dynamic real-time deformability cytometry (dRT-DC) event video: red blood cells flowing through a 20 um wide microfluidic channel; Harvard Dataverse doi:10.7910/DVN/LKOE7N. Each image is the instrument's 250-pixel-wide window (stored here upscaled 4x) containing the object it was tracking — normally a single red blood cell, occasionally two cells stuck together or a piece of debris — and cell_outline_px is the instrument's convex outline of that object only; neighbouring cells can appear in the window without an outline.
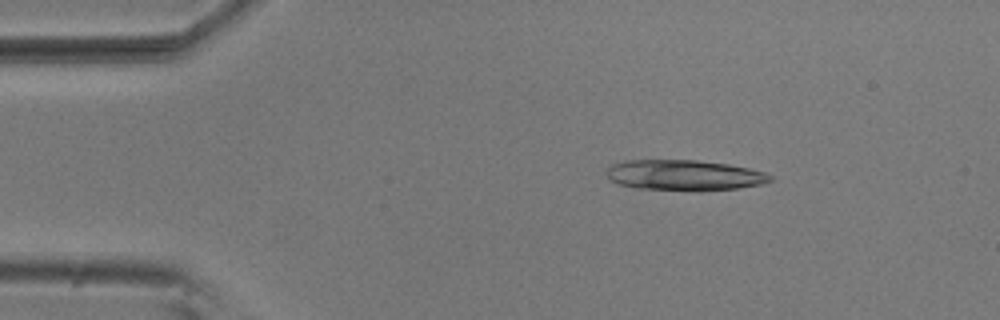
{"species": "common noctule bat (a hibernating species)", "species_latin": "Nyctalus noctula", "temperature_condition": "room temperature", "stored_images_in_passage": 52, "camera_frame_rate_fps": 3000, "um_per_image_px": 0.085, "animal": {"sex": "male", "body_mass_g": 20.5, "forearm_length_mm": 52.5}, "frame": {"image": 1, "passage_image": 8, "time_ms": 2.333, "image_size_px": [1000, 320], "cell_outline_px": [[772, 180], [760, 184], [736, 188], [700, 192], [696, 192], [636, 188], [616, 184], [604, 172], [612, 164], [624, 160], [696, 160], [728, 164], [748, 168], [764, 172], [772, 176]], "centroid_in_image_um": [58.12, 14.91], "position_along_channel_um": 26.9, "area_um2": 29.54}}
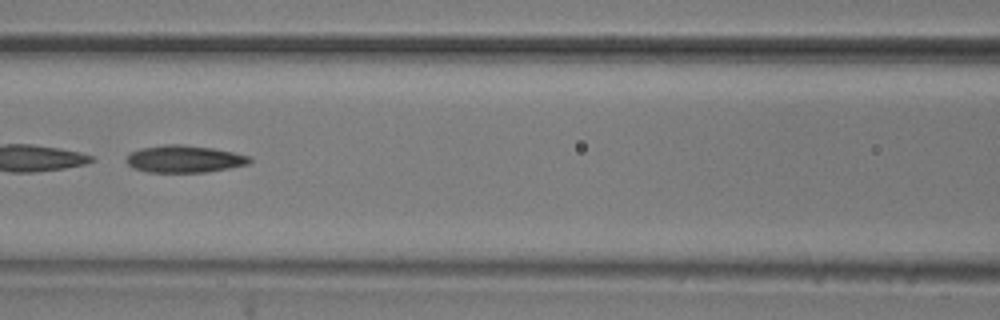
{"frame": {"image": 2, "passage_image": 23, "time_ms": 7.333, "image_size_px": [1000, 320], "cell_outline_px": [[252, 160], [248, 164], [228, 168], [204, 172], [148, 172], [132, 168], [124, 160], [128, 152], [140, 148], [164, 144], [180, 144], [212, 148], [252, 156]], "centroid_in_image_um": [15.61, 13.5], "position_along_channel_um": 151.0, "area_um2": 19.71}}
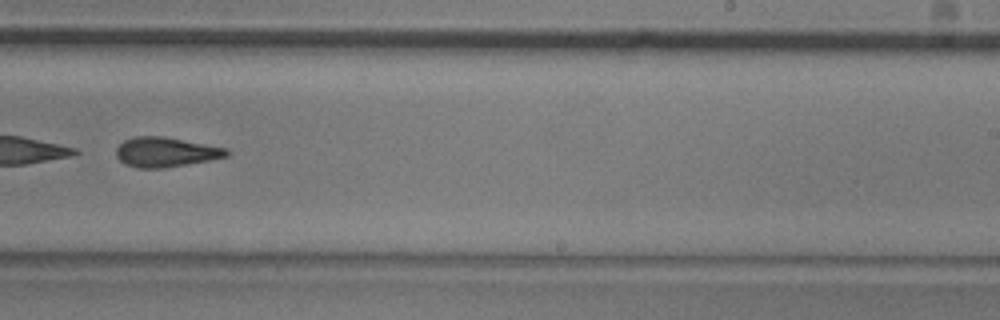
{"frame": {"image": 3, "passage_image": 33, "time_ms": 10.667, "image_size_px": [1000, 320], "cell_outline_px": [[232, 152], [228, 156], [208, 160], [164, 168], [136, 168], [124, 164], [116, 156], [116, 148], [124, 140], [136, 136], [164, 136], [228, 148]], "centroid_in_image_um": [14.09, 12.92], "position_along_channel_um": 274.9, "area_um2": 19.25}, "authors_computed_cell_mechanics": {"area_um2": 28.6977, "velocity_mm_per_s": 3.7327, "shape_relaxation_time_tau1_ms": 6.2177, "shape_relaxation_time_tau2_ms": 10.2894, "deformation_change_tau1": 0.1754, "deformation_change_tau2": 0.257}}